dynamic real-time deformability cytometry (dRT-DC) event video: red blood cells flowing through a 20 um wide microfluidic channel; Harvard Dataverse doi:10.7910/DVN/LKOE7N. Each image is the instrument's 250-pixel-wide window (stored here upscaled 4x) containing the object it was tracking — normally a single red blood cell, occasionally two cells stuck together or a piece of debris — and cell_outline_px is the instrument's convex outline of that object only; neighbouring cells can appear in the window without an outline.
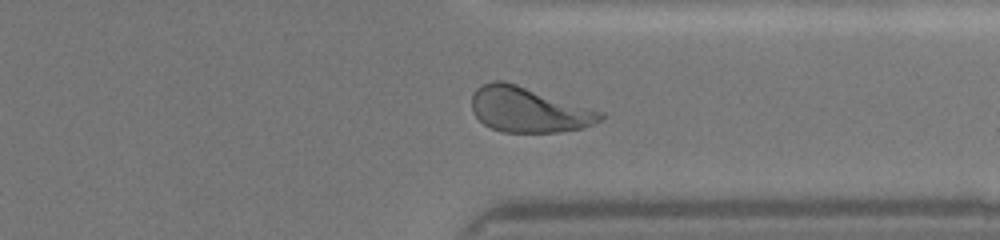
{"species": "human", "species_latin": "Homo sapiens", "temperature_condition": "warm", "stored_images_in_passage": 38, "camera_frame_rate_fps": 3000, "um_per_image_px": 0.085, "donor": {"sex": "female"}, "frame": {"image": 1, "passage_image": 31, "time_ms": 11.333, "image_size_px": [1000, 240], "cell_outline_px": [[604, 116], [600, 120], [584, 128], [560, 132], [500, 132], [484, 124], [472, 112], [472, 96], [476, 88], [492, 80], [504, 80], [604, 112]], "centroid_in_image_um": [44.92, 9.32], "position_along_channel_um": 366.5, "area_um2": 33.87}}
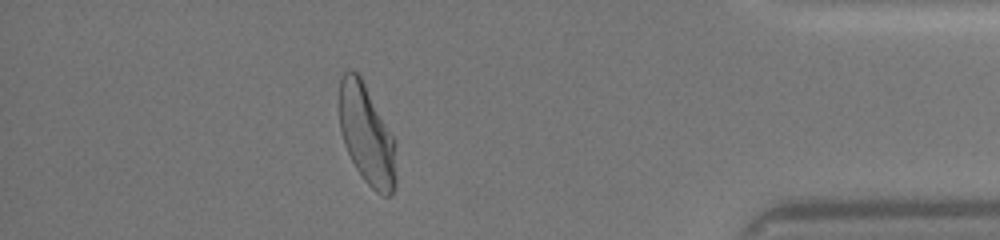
{"frame": {"image": 2, "passage_image": 34, "time_ms": 13.0, "image_size_px": [1000, 240], "cell_outline_px": [[396, 184], [392, 192], [388, 196], [384, 196], [376, 192], [364, 180], [356, 168], [344, 144], [340, 132], [340, 80], [344, 72], [348, 68], [352, 68], [360, 76], [396, 140]], "centroid_in_image_um": [31.19, 11.46], "position_along_channel_um": 404.0, "area_um2": 33.18}}